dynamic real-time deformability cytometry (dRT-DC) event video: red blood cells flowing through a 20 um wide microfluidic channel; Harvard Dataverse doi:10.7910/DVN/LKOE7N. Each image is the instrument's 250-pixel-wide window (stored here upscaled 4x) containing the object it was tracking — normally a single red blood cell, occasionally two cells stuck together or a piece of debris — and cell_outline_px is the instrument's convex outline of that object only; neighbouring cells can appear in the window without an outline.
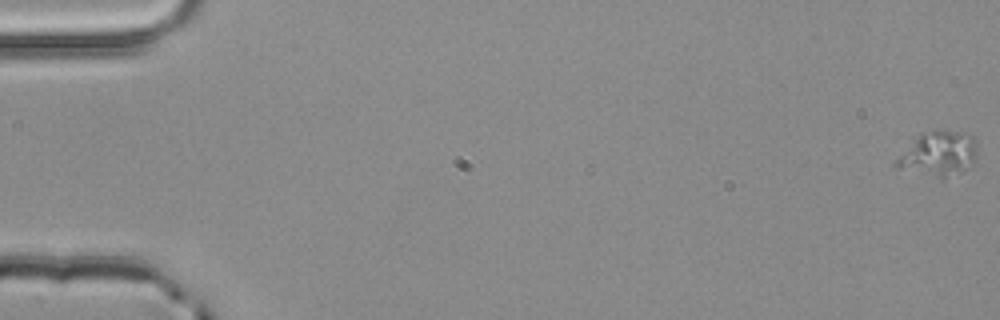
{"species": "common noctule bat (a hibernating species)", "species_latin": "Nyctalus noctula", "temperature_condition": "room temperature", "stored_images_in_passage": 4, "camera_frame_rate_fps": 3000, "um_per_image_px": 0.085, "animal": {"sex": "male", "body_mass_g": 20.4}, "frame": {"image": 1, "passage_image": 1, "time_ms": 0.0, "image_size_px": [1000, 320], "cell_outline_px": [[976, 160], [964, 172], [940, 180], [896, 168], [896, 160], [920, 132], [964, 132], [972, 136], [976, 140]], "centroid_in_image_um": [79.8, 13.13], "position_along_channel_um": 5.2, "area_um2": 21.21}}